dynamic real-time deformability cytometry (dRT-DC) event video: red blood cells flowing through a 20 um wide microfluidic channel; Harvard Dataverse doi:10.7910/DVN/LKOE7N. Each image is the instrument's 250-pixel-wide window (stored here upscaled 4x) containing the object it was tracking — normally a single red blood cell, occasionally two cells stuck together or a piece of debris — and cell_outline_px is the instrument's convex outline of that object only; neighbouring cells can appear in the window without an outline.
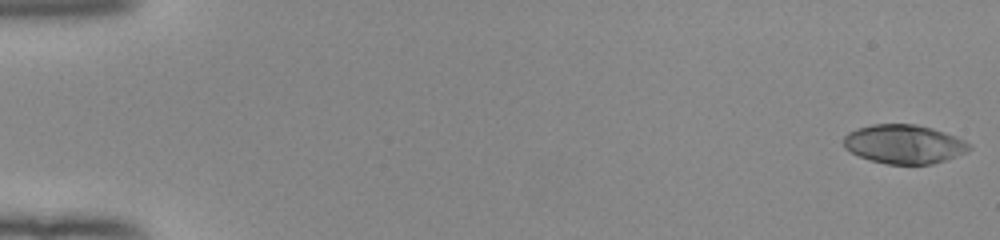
{"species": "human", "species_latin": "Homo sapiens", "temperature_condition": "room temperature", "stored_images_in_passage": 52, "camera_frame_rate_fps": 3000, "um_per_image_px": 0.085, "donor": {"sex": "female"}, "frame": {"image": 1, "passage_image": 1, "time_ms": 0.0, "image_size_px": [1000, 240], "cell_outline_px": [[972, 148], [968, 152], [932, 164], [888, 164], [872, 160], [860, 156], [844, 148], [844, 136], [848, 132], [856, 128], [872, 124], [916, 124], [932, 128], [956, 136], [972, 144]], "centroid_in_image_um": [76.87, 12.24], "position_along_channel_um": 8.1, "area_um2": 28.55}}
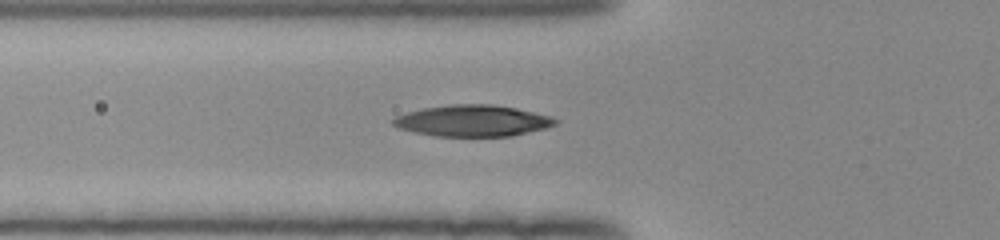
{"frame": {"image": 2, "passage_image": 20, "time_ms": 6.333, "image_size_px": [1000, 240], "cell_outline_px": [[560, 120], [556, 124], [544, 128], [512, 136], [432, 136], [400, 128], [392, 124], [392, 120], [396, 116], [408, 112], [424, 108], [452, 104], [492, 104], [516, 108], [552, 116]], "centroid_in_image_um": [40.2, 10.26], "position_along_channel_um": 85.6, "area_um2": 29.54}}
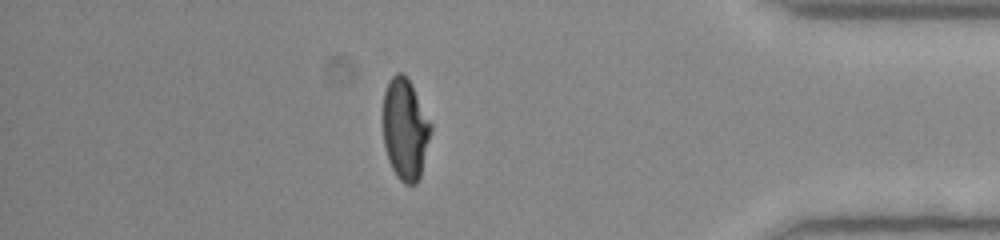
{"frame": {"image": 3, "passage_image": 46, "time_ms": 15.0, "image_size_px": [1000, 240], "cell_outline_px": [[432, 128], [420, 176], [416, 184], [404, 184], [396, 176], [388, 160], [384, 144], [384, 92], [388, 80], [396, 72], [400, 72], [412, 84], [432, 124]], "centroid_in_image_um": [34.44, 10.98], "position_along_channel_um": 400.8, "area_um2": 28.09}, "authors_computed_cell_mechanics": {"area_um2": 29.1023, "velocity_mm_per_s": 3.9965, "shape_relaxation_time_tau1_ms": 6.8642, "shape_relaxation_time_tau2_ms": 1.7791, "deformation_change_tau1": 0.2738, "deformation_change_tau2": 0.0585}}